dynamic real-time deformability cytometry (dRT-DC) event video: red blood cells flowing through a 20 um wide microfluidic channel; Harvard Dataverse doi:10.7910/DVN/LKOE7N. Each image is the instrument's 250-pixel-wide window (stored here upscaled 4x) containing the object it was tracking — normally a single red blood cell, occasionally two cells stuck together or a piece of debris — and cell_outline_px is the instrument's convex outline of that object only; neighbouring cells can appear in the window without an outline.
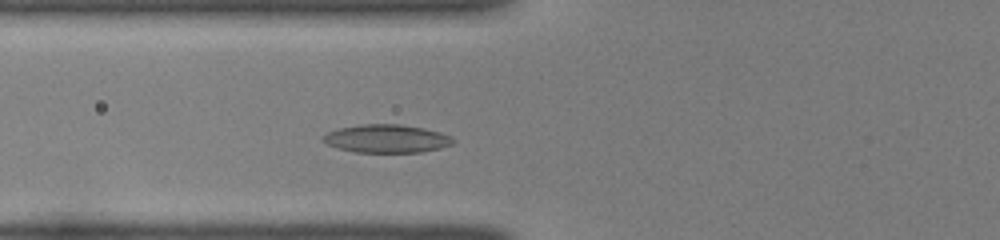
{"species": "common noctule bat (a hibernating species)", "species_latin": "Nyctalus noctula", "temperature_condition": "room temperature", "stored_images_in_passage": 33, "camera_frame_rate_fps": 3000, "um_per_image_px": 0.085, "animal": {"sex": "female", "body_mass_g": 22.0, "forearm_length_mm": 56.7}, "frame": {"image": 1, "passage_image": 7, "time_ms": 2.0, "image_size_px": [1000, 240], "cell_outline_px": [[456, 140], [452, 144], [440, 148], [420, 152], [356, 152], [340, 148], [328, 144], [320, 140], [328, 132], [340, 128], [364, 124], [400, 124], [424, 128], [440, 132], [452, 136]], "centroid_in_image_um": [32.91, 11.78], "position_along_channel_um": 92.9, "area_um2": 21.21}}
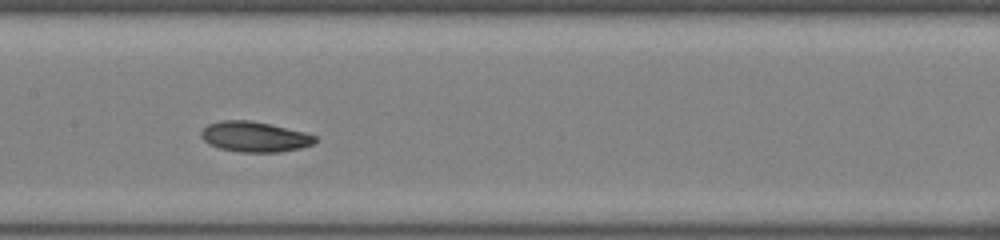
{"frame": {"image": 2, "passage_image": 14, "time_ms": 4.333, "image_size_px": [1000, 240], "cell_outline_px": [[316, 140], [312, 144], [300, 148], [280, 152], [240, 152], [220, 148], [208, 144], [200, 136], [200, 132], [208, 124], [220, 120], [252, 120], [304, 132], [316, 136]], "centroid_in_image_um": [21.61, 11.62], "position_along_channel_um": 185.8, "area_um2": 20.11}}
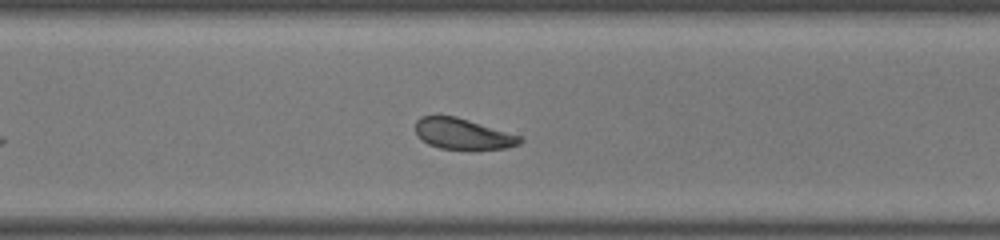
{"frame": {"image": 3, "passage_image": 25, "time_ms": 8.0, "image_size_px": [1000, 240], "cell_outline_px": [[524, 140], [520, 144], [504, 148], [440, 148], [428, 144], [420, 140], [416, 136], [416, 120], [420, 116], [456, 116], [520, 136]], "centroid_in_image_um": [39.29, 11.36], "position_along_channel_um": 331.3, "area_um2": 18.44}, "authors_computed_cell_mechanics": {"area_um2": 20.1144, "velocity_mm_per_s": 3.9725, "shape_relaxation_time_tau1_ms": 4.1866, "shape_relaxation_time_tau2_ms": null, "deformation_change_tau1": 0.1137, "deformation_change_tau2": null}}